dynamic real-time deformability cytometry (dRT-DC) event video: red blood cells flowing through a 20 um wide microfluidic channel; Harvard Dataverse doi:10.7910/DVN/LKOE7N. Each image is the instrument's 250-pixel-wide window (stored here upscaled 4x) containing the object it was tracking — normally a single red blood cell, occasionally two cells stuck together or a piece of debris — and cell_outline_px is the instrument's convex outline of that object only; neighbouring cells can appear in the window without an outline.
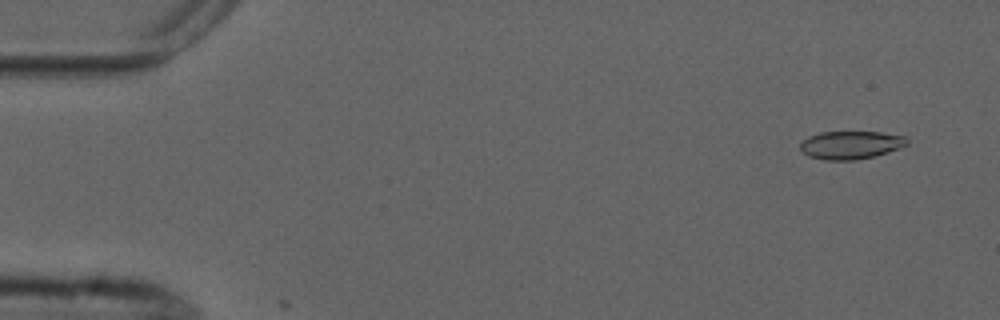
{"species": "common noctule bat (a hibernating species)", "species_latin": "Nyctalus noctula", "temperature_condition": "cold", "stored_images_in_passage": 2, "camera_frame_rate_fps": 3000, "um_per_image_px": 0.085, "animal": {"sex": "male", "forearm_length_mm": 52.5}, "frame": {"image": 1, "passage_image": 1, "time_ms": 0.0, "image_size_px": [1000, 320], "cell_outline_px": [[908, 144], [876, 156], [856, 160], [824, 160], [808, 156], [800, 148], [800, 144], [808, 136], [820, 132], [880, 132], [904, 136], [908, 140]], "centroid_in_image_um": [72.3, 12.32], "position_along_channel_um": 12.7, "area_um2": 17.4}}